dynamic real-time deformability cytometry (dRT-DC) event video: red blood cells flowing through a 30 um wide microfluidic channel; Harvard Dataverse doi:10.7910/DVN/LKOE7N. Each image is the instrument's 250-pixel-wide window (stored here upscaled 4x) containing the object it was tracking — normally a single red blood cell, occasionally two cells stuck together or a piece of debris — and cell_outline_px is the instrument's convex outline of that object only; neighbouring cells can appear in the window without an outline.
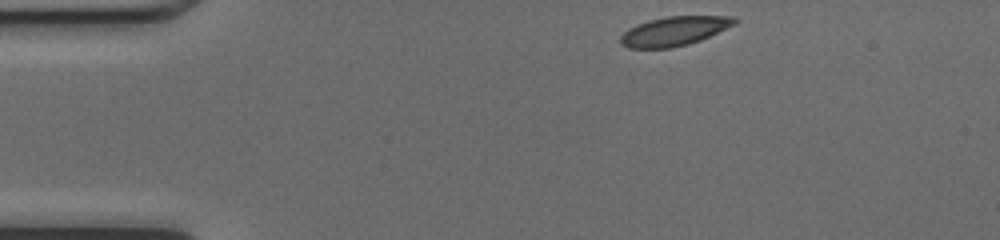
{"species": "common noctule bat (a hibernating species)", "species_latin": "Nyctalus noctula", "temperature_condition": "cold", "stored_images_in_passage": 41, "camera_frame_rate_fps": 3000, "um_per_image_px": 0.085, "animal": {"sex": "female", "body_mass_g": 17.0, "forearm_length_mm": 48.0}, "frame": {"image": 1, "passage_image": 1, "time_ms": 0.0, "image_size_px": [1000, 240], "cell_outline_px": [[740, 20], [736, 24], [700, 40], [688, 44], [672, 48], [628, 48], [620, 44], [620, 36], [628, 28], [636, 24], [648, 20], [668, 16], [732, 16]], "centroid_in_image_um": [57.3, 2.64], "position_along_channel_um": 27.7, "area_um2": 19.54}}
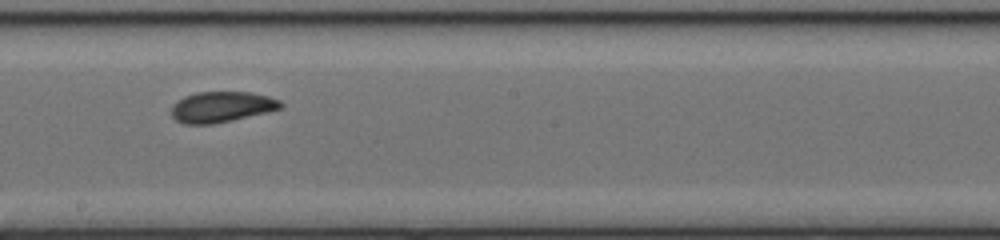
{"frame": {"image": 2, "passage_image": 20, "time_ms": 6.333, "image_size_px": [1000, 240], "cell_outline_px": [[284, 104], [280, 108], [268, 112], [232, 120], [212, 124], [184, 124], [176, 120], [172, 116], [172, 104], [184, 96], [196, 92], [248, 92], [268, 96], [280, 100]], "centroid_in_image_um": [18.82, 9.08], "position_along_channel_um": 229.4, "area_um2": 19.54}}
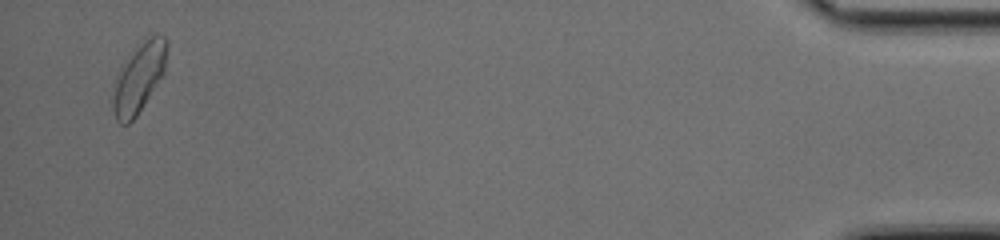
{"frame": {"image": 3, "passage_image": 40, "time_ms": 13.0, "image_size_px": [1000, 240], "cell_outline_px": [[168, 44], [164, 72], [144, 104], [136, 116], [128, 124], [120, 124], [116, 120], [112, 108], [112, 84], [116, 76], [128, 60], [152, 36], [164, 36], [168, 40]], "centroid_in_image_um": [11.78, 6.72], "position_along_channel_um": 423.4, "area_um2": 20.92}, "authors_computed_cell_mechanics": {"area_um2": 19.8254, "velocity_mm_per_s": 4.2184, "shape_relaxation_time_tau1_ms": 4.0705, "shape_relaxation_time_tau2_ms": 1.1038, "deformation_change_tau1": 0.1509, "deformation_change_tau2": 0.0581}}